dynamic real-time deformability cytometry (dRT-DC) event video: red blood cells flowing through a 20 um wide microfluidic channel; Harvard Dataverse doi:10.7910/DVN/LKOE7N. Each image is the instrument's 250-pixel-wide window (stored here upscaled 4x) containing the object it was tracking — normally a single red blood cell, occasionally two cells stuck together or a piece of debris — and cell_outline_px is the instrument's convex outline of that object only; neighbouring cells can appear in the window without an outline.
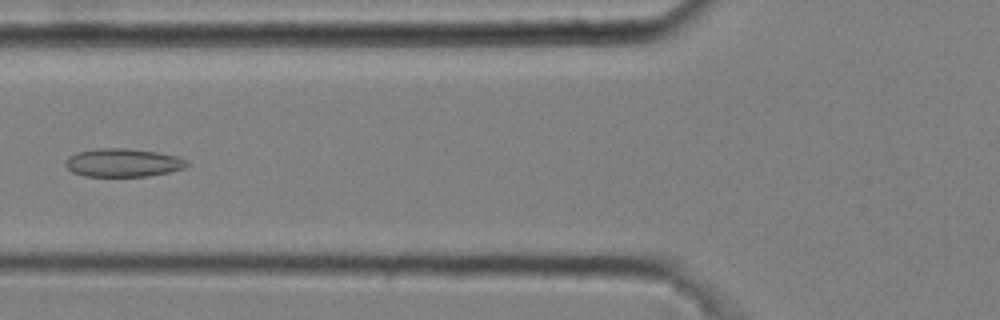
{"species": "common noctule bat (a hibernating species)", "species_latin": "Nyctalus noctula", "temperature_condition": "cold", "stored_images_in_passage": 15, "camera_frame_rate_fps": 3000, "um_per_image_px": 0.085, "animal": {"sex": "male", "body_mass_g": 20.4}, "frame": {"image": 1, "passage_image": 6, "time_ms": 1.667, "image_size_px": [1000, 320], "cell_outline_px": [[188, 164], [184, 168], [168, 172], [148, 176], [84, 176], [72, 172], [64, 164], [64, 160], [68, 156], [76, 152], [96, 148], [128, 148], [156, 152], [176, 156], [188, 160]], "centroid_in_image_um": [10.41, 13.82], "position_along_channel_um": 115.4, "area_um2": 20.11}}
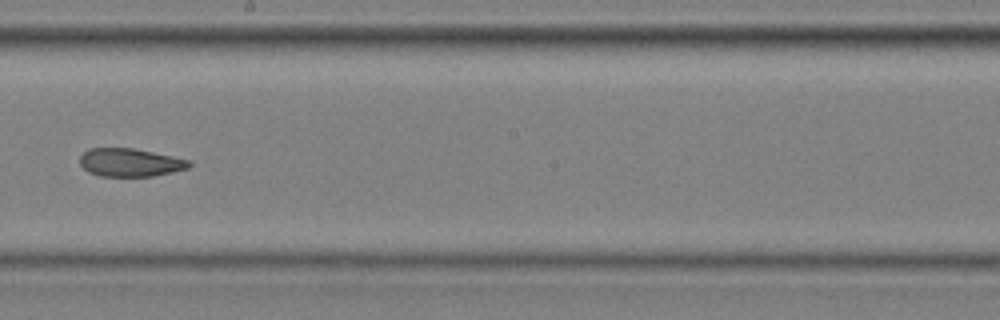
{"frame": {"image": 2, "passage_image": 9, "time_ms": 2.667, "image_size_px": [1000, 320], "cell_outline_px": [[192, 164], [188, 168], [172, 172], [152, 176], [100, 176], [88, 172], [80, 164], [80, 156], [88, 148], [132, 148], [172, 156], [188, 160]], "centroid_in_image_um": [11.03, 13.81], "position_along_channel_um": 237.2, "area_um2": 17.8}}
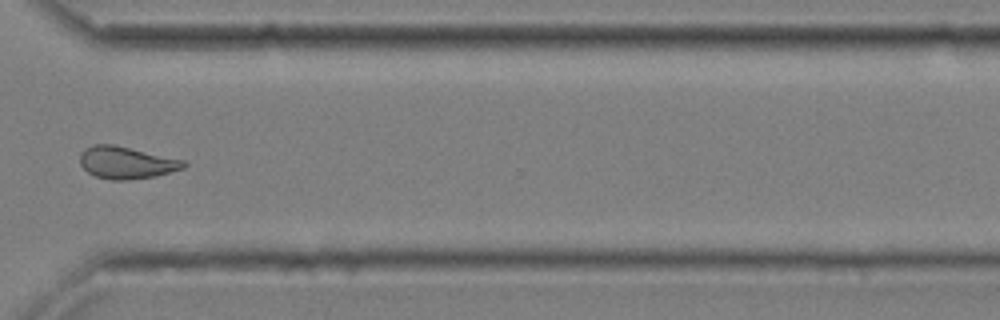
{"frame": {"image": 3, "passage_image": 12, "time_ms": 3.667, "image_size_px": [1000, 320], "cell_outline_px": [[188, 164], [184, 168], [156, 176], [128, 180], [112, 180], [96, 176], [88, 172], [80, 164], [80, 152], [84, 148], [92, 144], [112, 144], [184, 160]], "centroid_in_image_um": [10.73, 13.82], "position_along_channel_um": 359.9, "area_um2": 19.42}}